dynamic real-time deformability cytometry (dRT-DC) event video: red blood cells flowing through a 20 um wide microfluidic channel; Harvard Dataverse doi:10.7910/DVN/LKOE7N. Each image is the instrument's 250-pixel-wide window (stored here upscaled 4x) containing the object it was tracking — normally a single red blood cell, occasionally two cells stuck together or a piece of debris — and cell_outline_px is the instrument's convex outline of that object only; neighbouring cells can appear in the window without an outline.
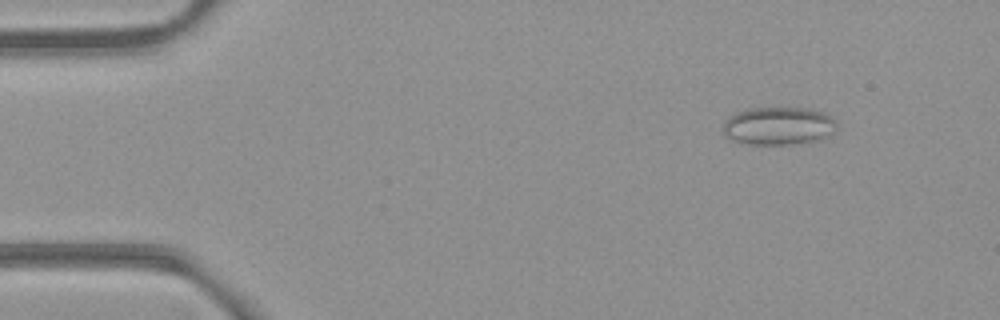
{"species": "common noctule bat (a hibernating species)", "species_latin": "Nyctalus noctula", "temperature_condition": "room temperature", "stored_images_in_passage": 50, "camera_frame_rate_fps": 3000, "um_per_image_px": 0.085, "animal": {"sex": "female", "body_mass_g": 21.9}, "frame": {"image": 1, "passage_image": 3, "time_ms": 0.667, "image_size_px": [1000, 320], "cell_outline_px": [[836, 128], [832, 132], [824, 136], [812, 140], [788, 144], [748, 144], [732, 140], [724, 136], [720, 128], [724, 120], [728, 116], [736, 112], [748, 108], [804, 108], [820, 112], [836, 120]], "centroid_in_image_um": [66.04, 10.69], "position_along_channel_um": 19.0, "area_um2": 24.97}}
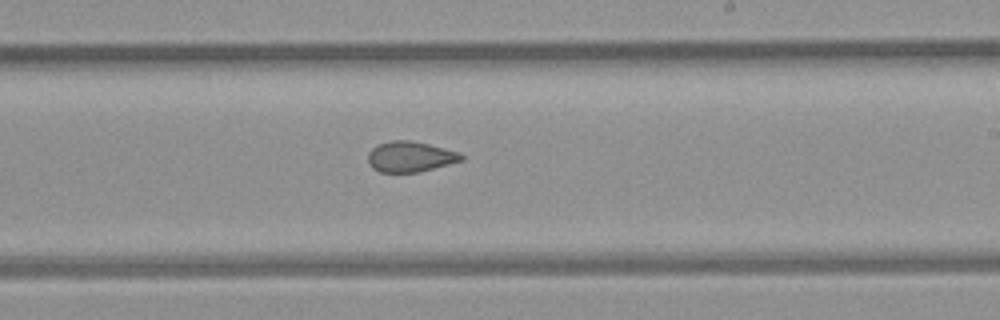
{"frame": {"image": 2, "passage_image": 28, "time_ms": 9.0, "image_size_px": [1000, 320], "cell_outline_px": [[464, 160], [420, 172], [380, 172], [372, 168], [368, 164], [368, 152], [376, 144], [392, 140], [408, 140], [428, 144], [460, 152], [464, 156]], "centroid_in_image_um": [34.86, 13.32], "position_along_channel_um": 254.1, "area_um2": 16.76}}
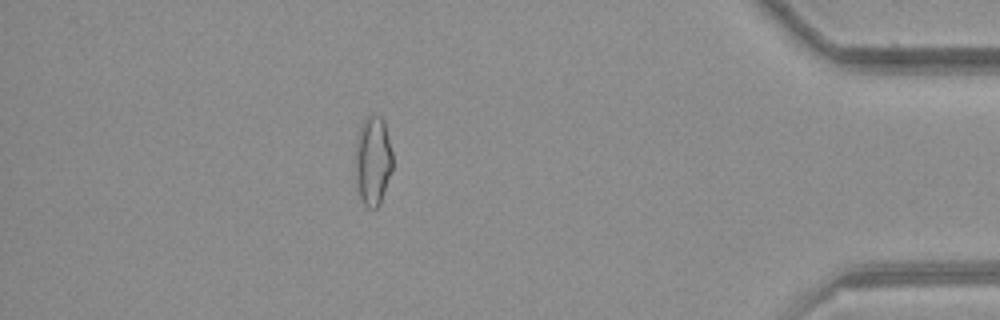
{"frame": {"image": 3, "passage_image": 43, "time_ms": 14.0, "image_size_px": [1000, 320], "cell_outline_px": [[392, 168], [380, 204], [376, 208], [368, 208], [364, 204], [360, 196], [356, 180], [356, 144], [360, 128], [364, 120], [372, 112], [380, 116], [384, 120], [392, 152]], "centroid_in_image_um": [31.71, 13.63], "position_along_channel_um": 403.5, "area_um2": 19.19}, "authors_computed_cell_mechanics": {"area_um2": 18.1492, "velocity_mm_per_s": 3.9547, "shape_relaxation_time_tau1_ms": null, "shape_relaxation_time_tau2_ms": 2.2353, "deformation_change_tau1": null, "deformation_change_tau2": 0.068}}